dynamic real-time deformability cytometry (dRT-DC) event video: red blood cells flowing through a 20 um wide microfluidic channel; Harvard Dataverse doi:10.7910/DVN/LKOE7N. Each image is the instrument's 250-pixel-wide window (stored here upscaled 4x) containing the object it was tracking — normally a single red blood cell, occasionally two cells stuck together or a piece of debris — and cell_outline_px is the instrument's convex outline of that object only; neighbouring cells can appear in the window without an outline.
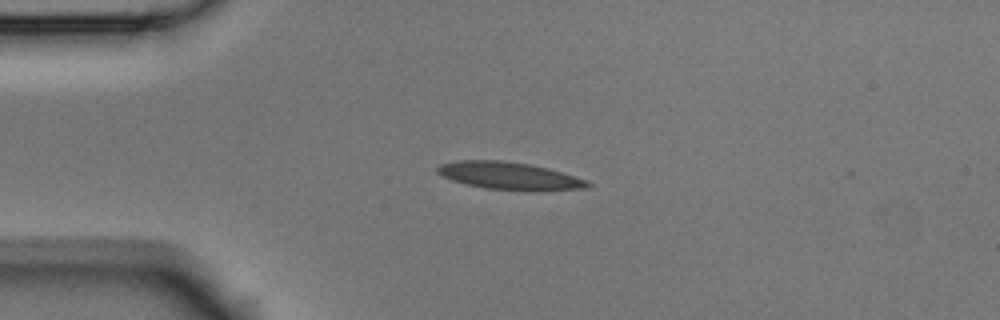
{"species": "Egyptian fruit bat (a non-hibernating species)", "species_latin": "Rousettus aegyptiacus", "temperature_condition": "room temperature", "stored_images_in_passage": 12, "camera_frame_rate_fps": 3000, "um_per_image_px": 0.085, "animal": {"sex": "male"}, "frame": {"image": 1, "passage_image": 1, "time_ms": 0.0, "image_size_px": [1000, 320], "cell_outline_px": [[592, 184], [584, 188], [484, 188], [464, 184], [452, 180], [436, 172], [436, 168], [440, 164], [456, 160], [500, 160], [528, 164], [548, 168], [588, 180]], "centroid_in_image_um": [43.17, 14.89], "position_along_channel_um": 41.8, "area_um2": 22.89}}
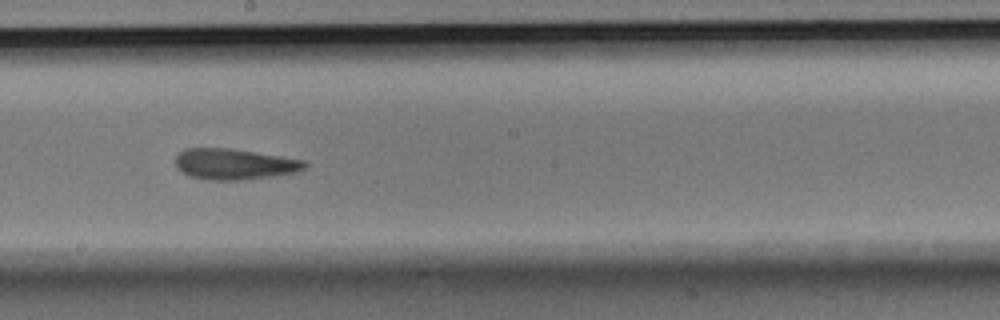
{"frame": {"image": 2, "passage_image": 6, "time_ms": 1.667, "image_size_px": [1000, 320], "cell_outline_px": [[308, 164], [304, 168], [296, 172], [272, 176], [244, 180], [208, 180], [188, 176], [176, 168], [176, 152], [184, 148], [228, 148], [280, 156], [304, 160]], "centroid_in_image_um": [19.86, 13.95], "position_along_channel_um": 228.3, "area_um2": 23.35}}
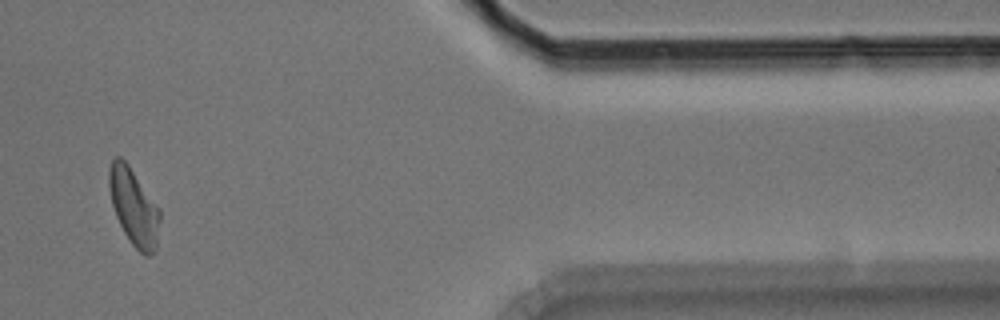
{"frame": {"image": 3, "passage_image": 10, "time_ms": 3.0, "image_size_px": [1000, 320], "cell_outline_px": [[160, 220], [156, 248], [148, 256], [144, 256], [132, 244], [124, 232], [116, 216], [112, 204], [108, 184], [108, 168], [112, 160], [116, 156], [120, 156], [128, 164], [160, 208]], "centroid_in_image_um": [11.37, 17.57], "position_along_channel_um": 400.0, "area_um2": 22.72}}